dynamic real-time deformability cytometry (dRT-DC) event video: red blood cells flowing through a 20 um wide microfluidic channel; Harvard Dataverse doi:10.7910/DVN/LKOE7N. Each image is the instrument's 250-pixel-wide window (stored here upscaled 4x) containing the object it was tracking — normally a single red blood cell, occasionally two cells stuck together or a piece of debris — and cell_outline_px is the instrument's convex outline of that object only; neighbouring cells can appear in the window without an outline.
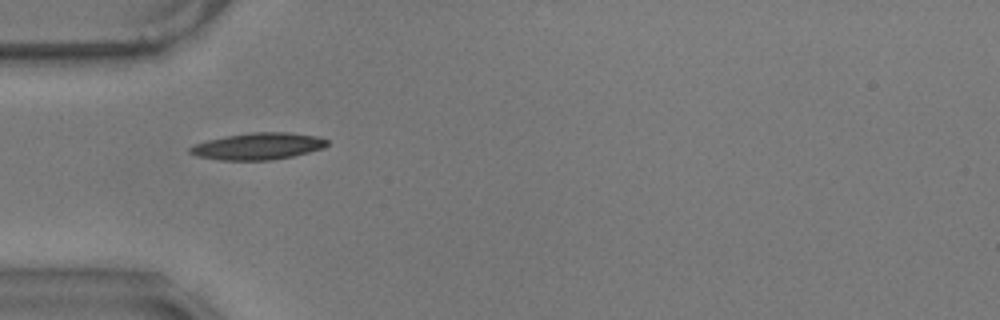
{"species": "common noctule bat (a hibernating species)", "species_latin": "Nyctalus noctula", "temperature_condition": "warm", "stored_images_in_passage": 18, "camera_frame_rate_fps": 3000, "um_per_image_px": 0.085, "animal": {"sex": "male", "body_mass_g": 17.9}, "frame": {"image": 1, "passage_image": 1, "time_ms": 0.0, "image_size_px": [1000, 320], "cell_outline_px": [[328, 144], [324, 148], [292, 156], [272, 160], [220, 160], [196, 156], [188, 152], [188, 148], [196, 144], [208, 140], [224, 136], [252, 132], [288, 132], [320, 136], [328, 140]], "centroid_in_image_um": [21.95, 12.42], "position_along_channel_um": 63.1, "area_um2": 21.5}}